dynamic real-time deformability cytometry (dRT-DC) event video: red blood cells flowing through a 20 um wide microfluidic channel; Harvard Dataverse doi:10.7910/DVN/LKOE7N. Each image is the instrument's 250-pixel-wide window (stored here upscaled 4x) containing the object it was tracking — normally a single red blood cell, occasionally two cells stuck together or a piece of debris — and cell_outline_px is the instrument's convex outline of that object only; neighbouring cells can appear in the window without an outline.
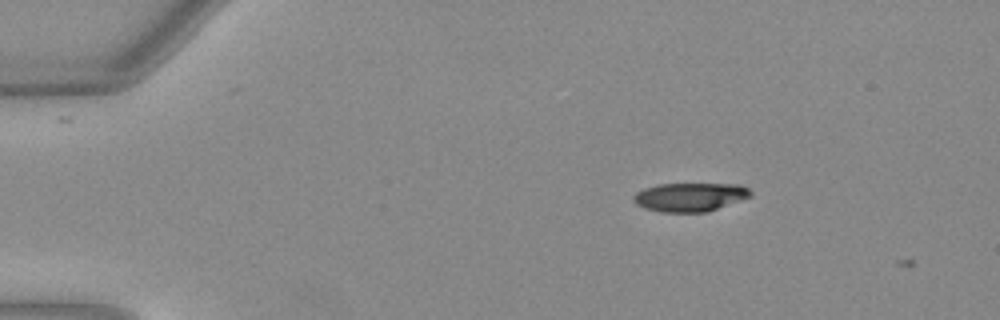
{"species": "Egyptian fruit bat (a non-hibernating species)", "species_latin": "Rousettus aegyptiacus", "temperature_condition": "warm", "stored_images_in_passage": 2, "camera_frame_rate_fps": 3000, "um_per_image_px": 0.085, "animal": {"sex": "female"}, "frame": {"image": 1, "passage_image": 1, "time_ms": 0.0, "image_size_px": [1000, 320], "cell_outline_px": [[752, 196], [708, 212], [660, 212], [644, 208], [636, 204], [632, 200], [632, 196], [636, 192], [644, 188], [656, 184], [740, 184], [748, 188], [752, 192]], "centroid_in_image_um": [58.63, 16.75], "position_along_channel_um": 26.4, "area_um2": 19.77}}